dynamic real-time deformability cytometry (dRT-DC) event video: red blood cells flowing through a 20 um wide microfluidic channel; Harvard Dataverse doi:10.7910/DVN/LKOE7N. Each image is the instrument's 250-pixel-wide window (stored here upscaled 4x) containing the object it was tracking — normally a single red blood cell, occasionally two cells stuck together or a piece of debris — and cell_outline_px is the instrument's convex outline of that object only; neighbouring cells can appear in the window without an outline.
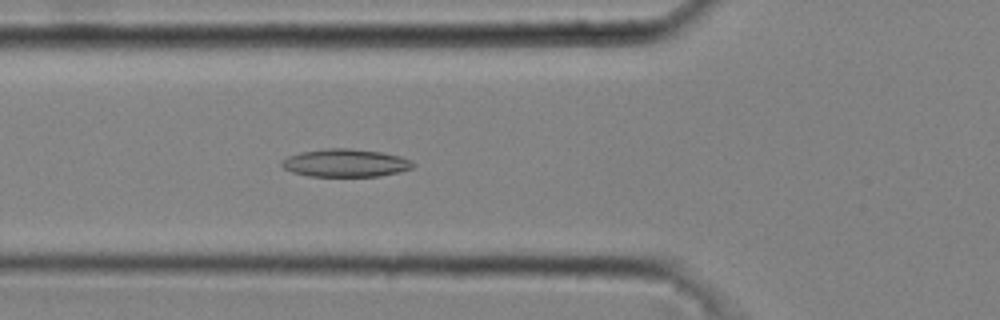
{"species": "common noctule bat (a hibernating species)", "species_latin": "Nyctalus noctula", "temperature_condition": "cold", "stored_images_in_passage": 38, "camera_frame_rate_fps": 3000, "um_per_image_px": 0.085, "animal": {"sex": "male", "body_mass_g": 20.4}, "frame": {"image": 1, "passage_image": 9, "time_ms": 2.667, "image_size_px": [1000, 320], "cell_outline_px": [[416, 164], [412, 168], [400, 172], [380, 176], [308, 176], [292, 172], [284, 168], [280, 164], [280, 160], [288, 156], [300, 152], [324, 148], [352, 148], [380, 152], [400, 156], [412, 160]], "centroid_in_image_um": [29.36, 13.85], "position_along_channel_um": 96.4, "area_um2": 21.56}}
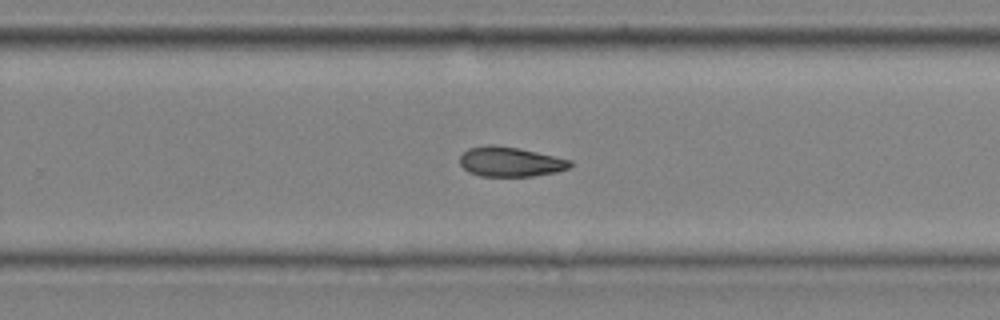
{"frame": {"image": 2, "passage_image": 23, "time_ms": 7.333, "image_size_px": [1000, 320], "cell_outline_px": [[572, 164], [568, 168], [556, 172], [532, 176], [480, 176], [468, 172], [460, 164], [460, 156], [468, 148], [484, 144], [492, 144], [516, 148], [536, 152], [572, 160]], "centroid_in_image_um": [43.34, 13.75], "position_along_channel_um": 286.5, "area_um2": 19.07}}
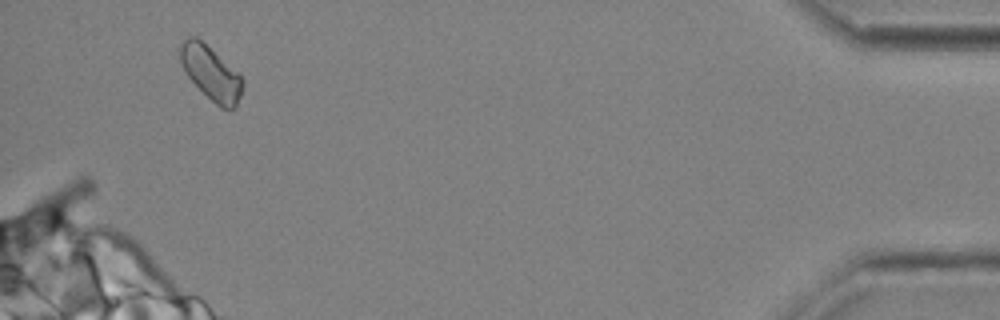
{"frame": {"image": 3, "passage_image": 37, "time_ms": 12.0, "image_size_px": [1000, 320], "cell_outline_px": [[244, 84], [236, 108], [220, 108], [188, 76], [180, 60], [176, 48], [184, 40], [192, 36], [196, 36], [236, 72], [244, 80]], "centroid_in_image_um": [17.9, 6.2], "position_along_channel_um": 417.3, "area_um2": 19.02}}